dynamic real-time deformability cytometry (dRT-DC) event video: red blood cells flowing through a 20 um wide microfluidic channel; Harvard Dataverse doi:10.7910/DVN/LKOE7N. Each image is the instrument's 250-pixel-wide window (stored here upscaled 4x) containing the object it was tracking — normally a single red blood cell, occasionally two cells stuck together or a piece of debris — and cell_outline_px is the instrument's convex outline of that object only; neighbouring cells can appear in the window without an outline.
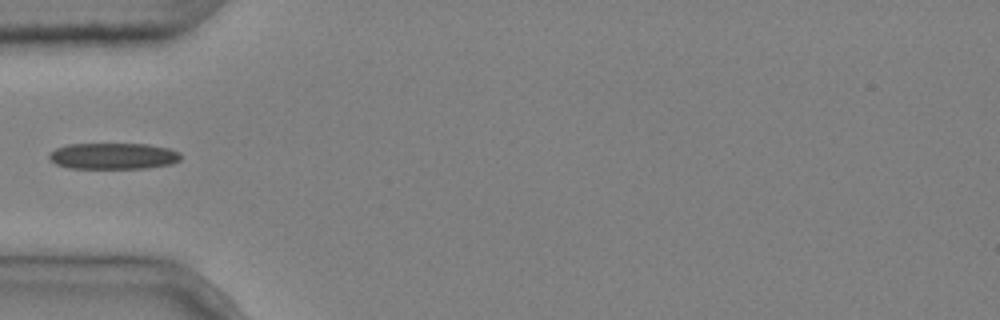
{"species": "common noctule bat (a hibernating species)", "species_latin": "Nyctalus noctula", "temperature_condition": "cold", "stored_images_in_passage": 6, "camera_frame_rate_fps": 3000, "um_per_image_px": 0.085, "animal": {"sex": "male", "body_mass_g": 20.4}, "frame": {"image": 1, "passage_image": 5, "time_ms": 1.333, "image_size_px": [1000, 320], "cell_outline_px": [[180, 160], [172, 164], [144, 168], [68, 168], [56, 164], [48, 156], [56, 148], [68, 144], [148, 144], [168, 148], [180, 152]], "centroid_in_image_um": [9.65, 13.26], "position_along_channel_um": 75.4, "area_um2": 20.06}}